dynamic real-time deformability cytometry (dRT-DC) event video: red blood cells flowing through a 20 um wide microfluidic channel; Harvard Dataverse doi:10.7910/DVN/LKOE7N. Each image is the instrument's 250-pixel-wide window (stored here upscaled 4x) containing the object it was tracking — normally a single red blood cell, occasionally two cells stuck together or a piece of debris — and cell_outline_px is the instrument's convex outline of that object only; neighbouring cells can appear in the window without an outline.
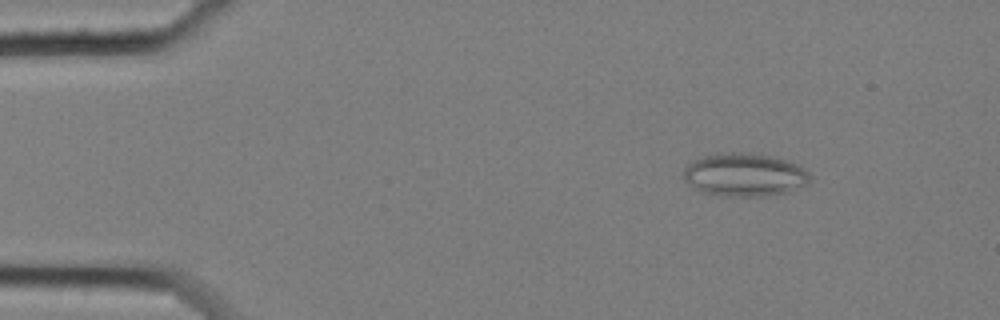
{"species": "common noctule bat (a hibernating species)", "species_latin": "Nyctalus noctula", "temperature_condition": "cold", "stored_images_in_passage": 59, "camera_frame_rate_fps": 3000, "um_per_image_px": 0.085, "animal": {"sex": "female", "body_mass_g": 25.1}, "frame": {"image": 1, "passage_image": 8, "time_ms": 2.333, "image_size_px": [1000, 320], "cell_outline_px": [[812, 176], [808, 184], [788, 192], [760, 196], [720, 196], [704, 192], [696, 188], [684, 180], [684, 168], [688, 164], [704, 156], [716, 152], [740, 152], [772, 156], [788, 160], [800, 164]], "centroid_in_image_um": [63.33, 14.84], "position_along_channel_um": 21.7, "area_um2": 31.96}}
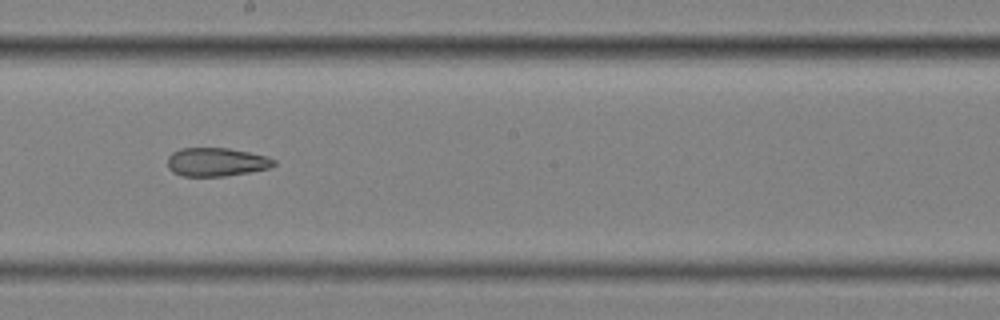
{"frame": {"image": 2, "passage_image": 33, "time_ms": 10.667, "image_size_px": [1000, 320], "cell_outline_px": [[276, 164], [272, 168], [224, 176], [184, 176], [172, 172], [168, 168], [168, 156], [172, 152], [180, 148], [228, 148], [268, 156], [276, 160]], "centroid_in_image_um": [18.4, 13.77], "position_along_channel_um": 229.8, "area_um2": 17.8}}
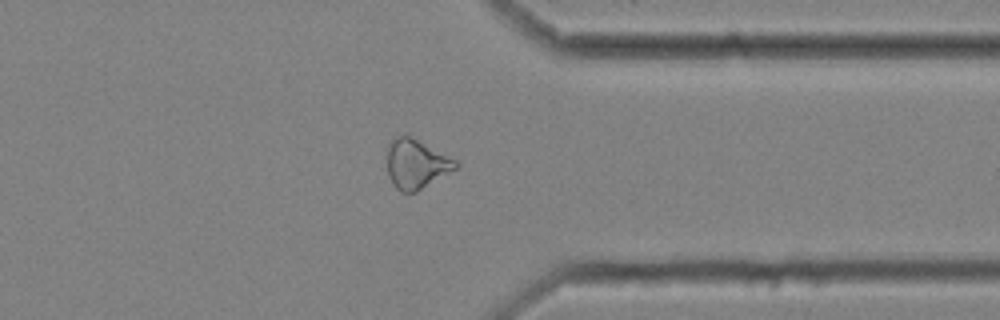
{"frame": {"image": 3, "passage_image": 46, "time_ms": 15.0, "image_size_px": [1000, 320], "cell_outline_px": [[460, 164], [456, 168], [416, 192], [400, 192], [392, 184], [388, 176], [388, 144], [396, 136], [408, 132], [456, 160]], "centroid_in_image_um": [35.36, 13.88], "position_along_channel_um": 376.0, "area_um2": 20.06}, "authors_computed_cell_mechanics": {"area_um2": 21.7328, "velocity_mm_per_s": 3.4618, "shape_relaxation_time_tau1_ms": null, "shape_relaxation_time_tau2_ms": 3.1964, "deformation_change_tau1": null, "deformation_change_tau2": 0.1033}}